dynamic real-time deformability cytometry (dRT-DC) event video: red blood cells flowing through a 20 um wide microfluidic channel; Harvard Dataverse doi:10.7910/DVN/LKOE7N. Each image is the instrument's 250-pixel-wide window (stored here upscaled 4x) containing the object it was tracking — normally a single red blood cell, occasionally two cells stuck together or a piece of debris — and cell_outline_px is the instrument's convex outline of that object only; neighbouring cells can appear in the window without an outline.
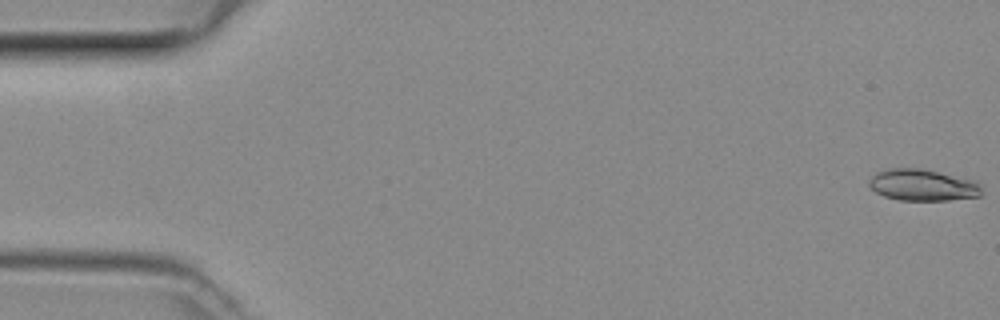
{"species": "common noctule bat (a hibernating species)", "species_latin": "Nyctalus noctula", "temperature_condition": "room temperature", "stored_images_in_passage": 49, "camera_frame_rate_fps": 3000, "um_per_image_px": 0.085, "animal": {"sex": "female", "body_mass_g": 29.2, "forearm_length_mm": 56.3}, "frame": {"image": 1, "passage_image": 1, "time_ms": 0.0, "image_size_px": [1000, 320], "cell_outline_px": [[980, 196], [948, 200], [900, 200], [884, 196], [876, 192], [868, 184], [868, 180], [876, 172], [888, 168], [924, 168], [976, 180], [980, 184]], "centroid_in_image_um": [78.42, 15.71], "position_along_channel_um": 6.6, "area_um2": 20.87}}
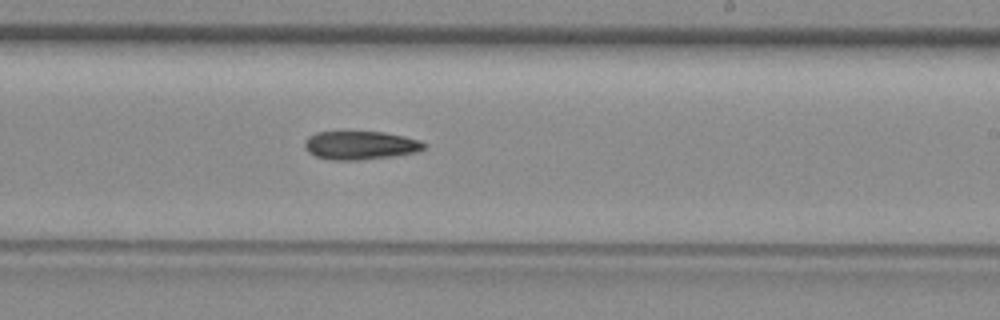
{"frame": {"image": 2, "passage_image": 29, "time_ms": 9.333, "image_size_px": [1000, 320], "cell_outline_px": [[424, 148], [416, 152], [392, 156], [356, 160], [332, 160], [316, 156], [308, 152], [304, 148], [304, 140], [308, 136], [316, 132], [384, 132], [404, 136], [420, 140], [424, 144]], "centroid_in_image_um": [30.58, 12.34], "position_along_channel_um": 258.4, "area_um2": 19.71}}
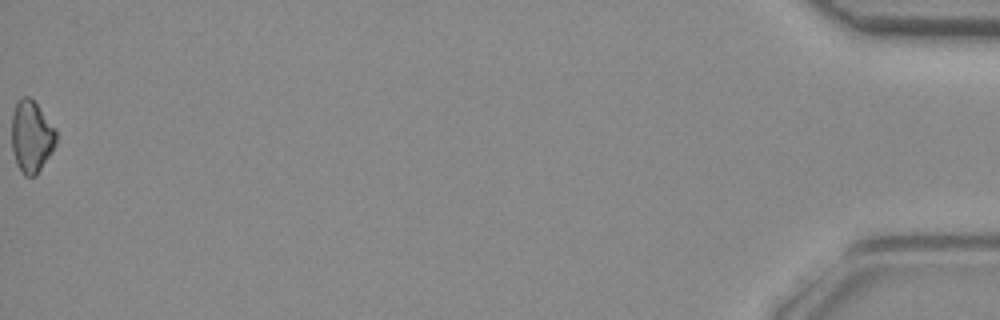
{"frame": {"image": 3, "passage_image": 49, "time_ms": 16.0, "image_size_px": [1000, 320], "cell_outline_px": [[56, 144], [36, 176], [24, 176], [16, 164], [12, 148], [12, 112], [16, 100], [24, 96], [28, 96], [36, 104], [56, 128]], "centroid_in_image_um": [2.66, 11.6], "position_along_channel_um": 432.5, "area_um2": 18.67}}